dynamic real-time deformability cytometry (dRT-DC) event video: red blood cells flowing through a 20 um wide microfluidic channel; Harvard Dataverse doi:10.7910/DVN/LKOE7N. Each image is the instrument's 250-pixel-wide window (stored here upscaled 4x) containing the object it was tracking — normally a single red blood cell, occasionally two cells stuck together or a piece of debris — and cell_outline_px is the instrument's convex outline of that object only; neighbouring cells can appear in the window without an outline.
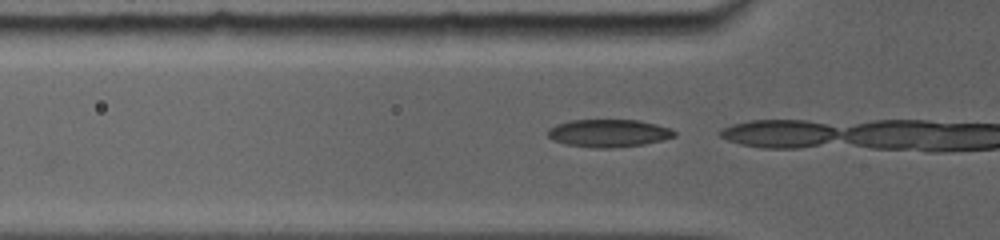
{"species": "common noctule bat (a hibernating species)", "species_latin": "Nyctalus noctula", "temperature_condition": "room temperature", "stored_images_in_passage": 3, "camera_frame_rate_fps": 5000, "um_per_image_px": 0.085, "animal": {"sex": "female", "body_mass_g": 19.0, "forearm_length_mm": 56.7}, "frame": {"image": 1, "passage_image": 2, "time_ms": 0.2, "image_size_px": [1000, 240], "cell_outline_px": [[676, 136], [660, 140], [640, 144], [604, 148], [600, 148], [568, 144], [556, 140], [548, 136], [548, 132], [556, 124], [572, 120], [636, 120], [668, 128], [676, 132]], "centroid_in_image_um": [51.73, 11.3], "position_along_channel_um": 74.1, "area_um2": 19.59}}